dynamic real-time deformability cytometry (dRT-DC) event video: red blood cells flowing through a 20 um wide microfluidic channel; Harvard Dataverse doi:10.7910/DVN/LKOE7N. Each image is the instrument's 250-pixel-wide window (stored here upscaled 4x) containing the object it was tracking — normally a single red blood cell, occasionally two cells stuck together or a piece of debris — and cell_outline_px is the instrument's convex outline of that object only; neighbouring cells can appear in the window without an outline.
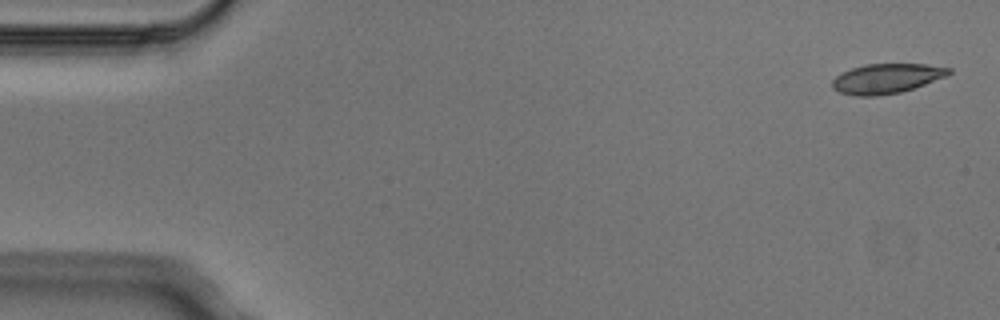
{"species": "Egyptian fruit bat (a non-hibernating species)", "species_latin": "Rousettus aegyptiacus", "temperature_condition": "cold", "stored_images_in_passage": 7, "camera_frame_rate_fps": 3000, "um_per_image_px": 0.085, "animal": {"sex": "male"}, "frame": {"image": 1, "passage_image": 1, "time_ms": 0.0, "image_size_px": [1000, 320], "cell_outline_px": [[952, 72], [948, 76], [900, 92], [876, 96], [856, 96], [840, 92], [832, 88], [832, 80], [840, 72], [864, 64], [924, 64], [952, 68]], "centroid_in_image_um": [75.35, 6.67], "position_along_channel_um": 9.7, "area_um2": 20.23}}
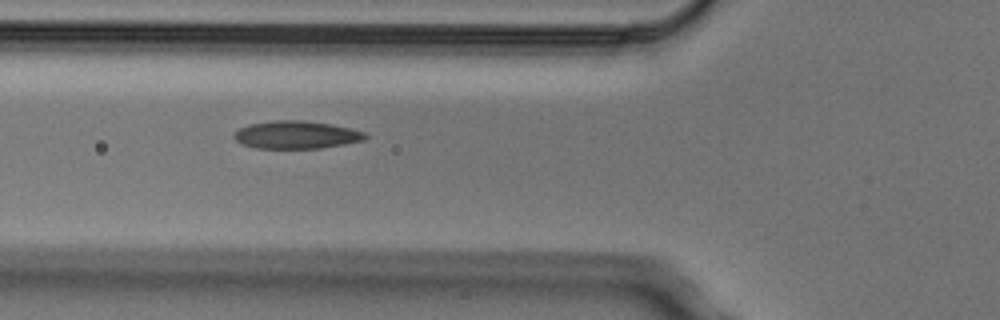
{"frame": {"image": 2, "passage_image": 6, "time_ms": 1.667, "image_size_px": [1000, 320], "cell_outline_px": [[368, 136], [364, 140], [344, 144], [320, 148], [256, 148], [240, 144], [232, 136], [240, 128], [248, 124], [276, 120], [304, 120], [332, 124], [352, 128], [364, 132]], "centroid_in_image_um": [25.18, 11.45], "position_along_channel_um": 100.6, "area_um2": 21.33}}
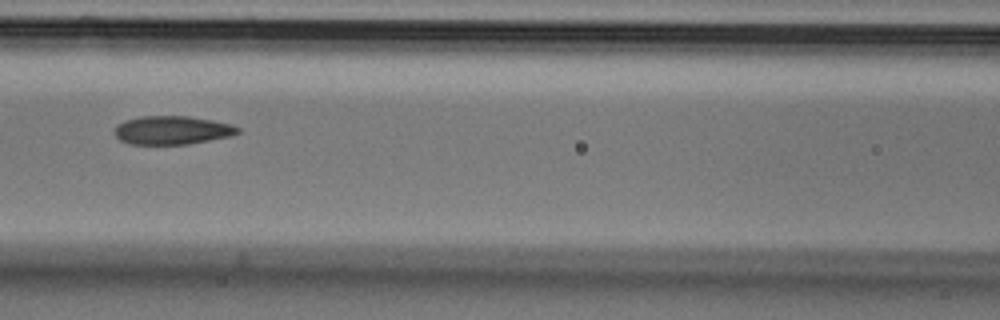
{"frame": {"image": 3, "passage_image": 7, "time_ms": 2.0, "image_size_px": [1000, 320], "cell_outline_px": [[240, 132], [232, 136], [188, 144], [128, 144], [120, 140], [116, 136], [116, 124], [124, 120], [140, 116], [188, 116], [212, 120], [232, 124], [240, 128]], "centroid_in_image_um": [14.65, 11.06], "position_along_channel_um": 152.0, "area_um2": 20.58}}